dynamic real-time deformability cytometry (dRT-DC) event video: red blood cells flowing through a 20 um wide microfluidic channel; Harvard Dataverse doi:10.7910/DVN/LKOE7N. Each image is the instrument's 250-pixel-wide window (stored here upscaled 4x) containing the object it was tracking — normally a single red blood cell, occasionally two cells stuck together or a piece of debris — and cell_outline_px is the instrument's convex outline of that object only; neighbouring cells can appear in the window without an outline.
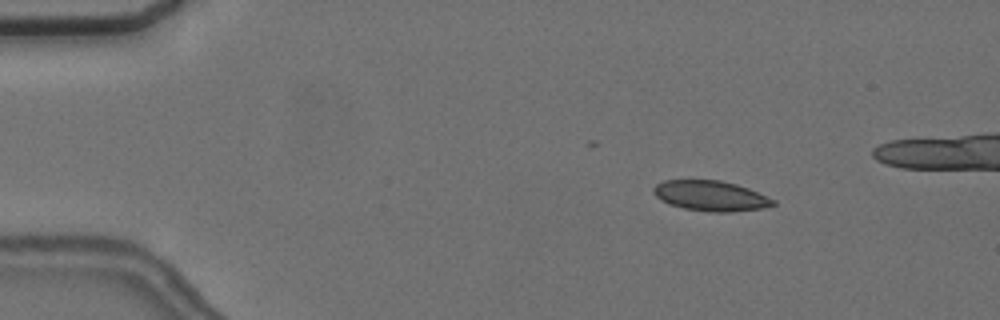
{"species": "common noctule bat (a hibernating species)", "species_latin": "Nyctalus noctula", "temperature_condition": "cold", "stored_images_in_passage": 5, "camera_frame_rate_fps": 3000, "um_per_image_px": 0.085, "animal": {"sex": "female", "body_mass_g": 24.6, "forearm_length_mm": 56.2}, "frame": {"image": 1, "passage_image": 2, "time_ms": 1.0, "image_size_px": [1000, 320], "cell_outline_px": [[776, 204], [764, 208], [728, 212], [708, 212], [684, 208], [668, 204], [660, 200], [652, 192], [652, 188], [656, 184], [664, 180], [720, 180], [736, 184], [748, 188], [776, 200]], "centroid_in_image_um": [60.39, 16.65], "position_along_channel_um": 24.6, "area_um2": 21.21}}